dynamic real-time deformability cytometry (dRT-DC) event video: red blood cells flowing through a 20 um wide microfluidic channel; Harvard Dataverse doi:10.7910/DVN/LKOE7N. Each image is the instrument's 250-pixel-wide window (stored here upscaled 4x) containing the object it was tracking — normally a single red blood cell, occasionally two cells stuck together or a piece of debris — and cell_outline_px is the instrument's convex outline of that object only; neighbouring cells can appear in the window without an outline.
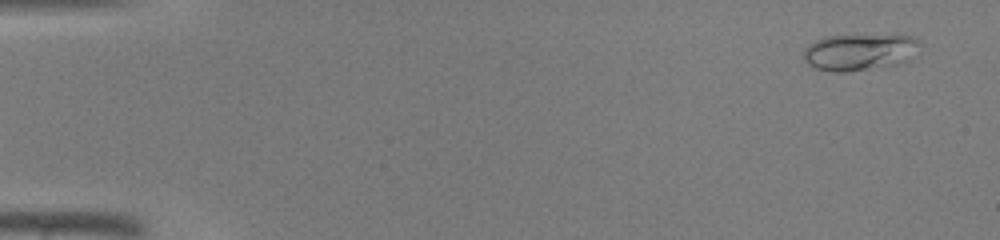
{"species": "common noctule bat (a hibernating species)", "species_latin": "Nyctalus noctula", "temperature_condition": "warm", "stored_images_in_passage": 44, "camera_frame_rate_fps": 3000, "um_per_image_px": 0.085, "animal": {"sex": "male", "body_mass_g": 19.0, "forearm_length_mm": 50.8}, "frame": {"image": 1, "passage_image": 2, "time_ms": 0.333, "image_size_px": [1000, 240], "cell_outline_px": [[920, 44], [908, 60], [896, 64], [844, 72], [832, 72], [816, 68], [808, 64], [804, 60], [804, 48], [808, 44], [824, 36], [896, 32], [912, 36], [920, 40]], "centroid_in_image_um": [73.08, 4.35], "position_along_channel_um": 11.9, "area_um2": 25.61}}
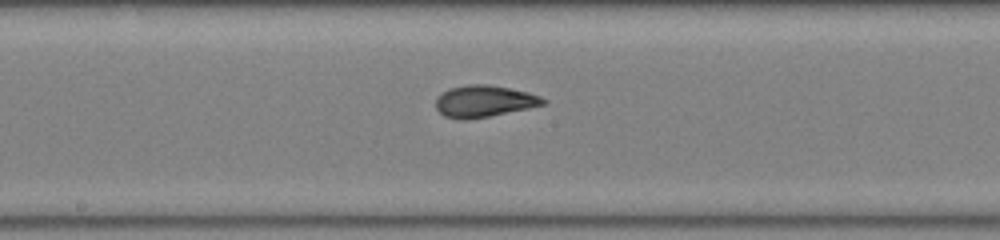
{"frame": {"image": 2, "passage_image": 24, "time_ms": 7.667, "image_size_px": [1000, 240], "cell_outline_px": [[548, 104], [488, 116], [444, 116], [436, 108], [436, 96], [440, 92], [448, 88], [468, 84], [488, 84], [528, 92], [540, 96], [548, 100]], "centroid_in_image_um": [41.19, 8.54], "position_along_channel_um": 207.0, "area_um2": 19.31}}
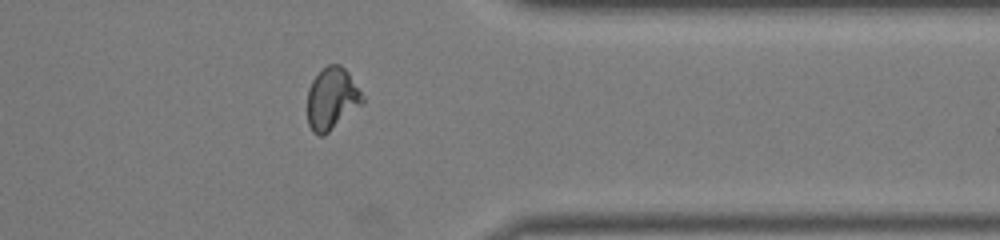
{"frame": {"image": 3, "passage_image": 36, "time_ms": 11.667, "image_size_px": [1000, 240], "cell_outline_px": [[364, 104], [324, 136], [320, 136], [312, 132], [308, 124], [308, 88], [312, 80], [328, 64], [340, 64], [348, 72], [364, 96]], "centroid_in_image_um": [28.23, 8.41], "position_along_channel_um": 383.2, "area_um2": 20.11}}